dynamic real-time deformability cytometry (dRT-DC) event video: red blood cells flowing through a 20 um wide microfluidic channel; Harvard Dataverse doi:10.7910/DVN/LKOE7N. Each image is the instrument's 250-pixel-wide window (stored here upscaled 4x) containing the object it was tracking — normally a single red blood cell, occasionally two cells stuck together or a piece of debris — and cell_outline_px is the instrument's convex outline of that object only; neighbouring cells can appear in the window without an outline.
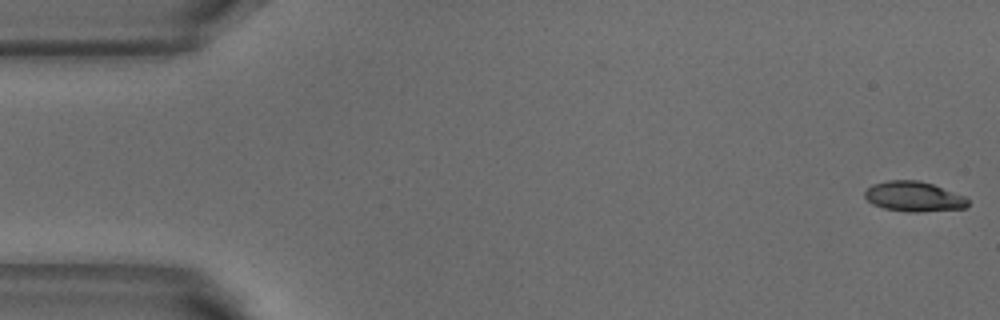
{"species": "common noctule bat (a hibernating species)", "species_latin": "Nyctalus noctula", "temperature_condition": "warm", "stored_images_in_passage": 4, "camera_frame_rate_fps": 3000, "um_per_image_px": 0.085, "animal": {"sex": "male", "body_mass_g": 18.8}, "frame": {"image": 1, "passage_image": 1, "time_ms": 0.0, "image_size_px": [1000, 320], "cell_outline_px": [[968, 204], [964, 208], [920, 212], [908, 212], [884, 208], [872, 204], [864, 196], [864, 192], [872, 184], [888, 180], [920, 180], [932, 184], [964, 196], [968, 200]], "centroid_in_image_um": [77.64, 16.7], "position_along_channel_um": 7.4, "area_um2": 17.98}}